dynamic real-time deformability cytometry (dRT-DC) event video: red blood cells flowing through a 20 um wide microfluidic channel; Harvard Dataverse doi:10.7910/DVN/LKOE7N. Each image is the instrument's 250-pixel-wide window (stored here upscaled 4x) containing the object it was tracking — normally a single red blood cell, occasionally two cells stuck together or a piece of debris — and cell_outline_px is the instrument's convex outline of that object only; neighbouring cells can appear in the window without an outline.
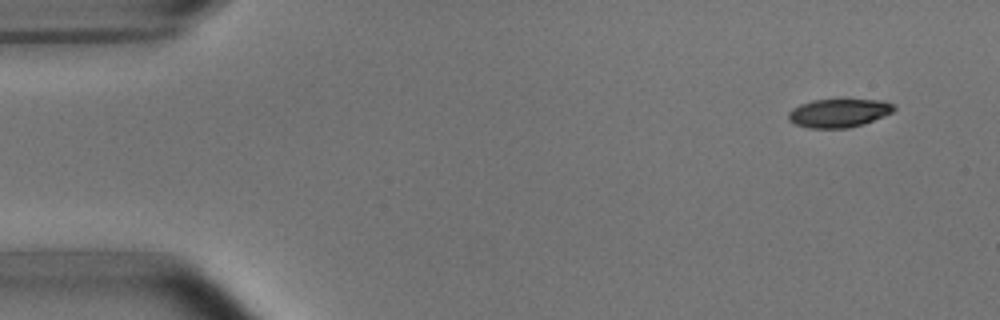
{"species": "common noctule bat (a hibernating species)", "species_latin": "Nyctalus noctula", "temperature_condition": "room temperature", "stored_images_in_passage": 4, "camera_frame_rate_fps": 3000, "um_per_image_px": 0.085, "animal": {"sex": "male", "body_mass_g": 15.6}, "frame": {"image": 1, "passage_image": 1, "time_ms": 0.0, "image_size_px": [1000, 320], "cell_outline_px": [[896, 108], [892, 112], [884, 116], [848, 128], [808, 128], [796, 124], [788, 120], [788, 112], [792, 108], [800, 104], [812, 100], [884, 100], [892, 104]], "centroid_in_image_um": [71.26, 9.6], "position_along_channel_um": 13.7, "area_um2": 17.34}}